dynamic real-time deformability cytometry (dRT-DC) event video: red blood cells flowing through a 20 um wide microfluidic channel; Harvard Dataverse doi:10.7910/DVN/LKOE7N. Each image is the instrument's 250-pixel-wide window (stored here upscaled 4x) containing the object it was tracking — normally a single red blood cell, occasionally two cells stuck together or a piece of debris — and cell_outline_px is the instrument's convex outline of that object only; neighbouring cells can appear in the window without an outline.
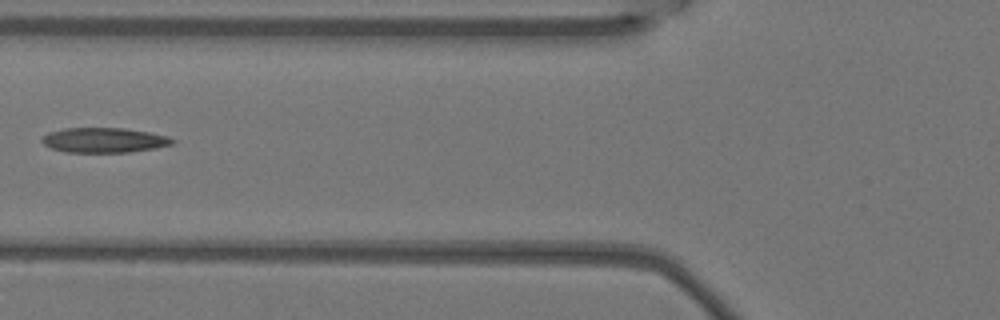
{"species": "Egyptian fruit bat (a non-hibernating species)", "species_latin": "Rousettus aegyptiacus", "temperature_condition": "warm", "stored_images_in_passage": 8, "camera_frame_rate_fps": 3000, "um_per_image_px": 0.085, "animal": {"sex": "female"}, "frame": {"image": 1, "passage_image": 4, "time_ms": 1.0, "image_size_px": [1000, 320], "cell_outline_px": [[176, 140], [172, 144], [156, 148], [128, 152], [64, 152], [52, 148], [44, 144], [40, 140], [48, 132], [64, 128], [124, 128], [148, 132], [168, 136]], "centroid_in_image_um": [8.84, 11.91], "position_along_channel_um": 117.0, "area_um2": 18.9}}
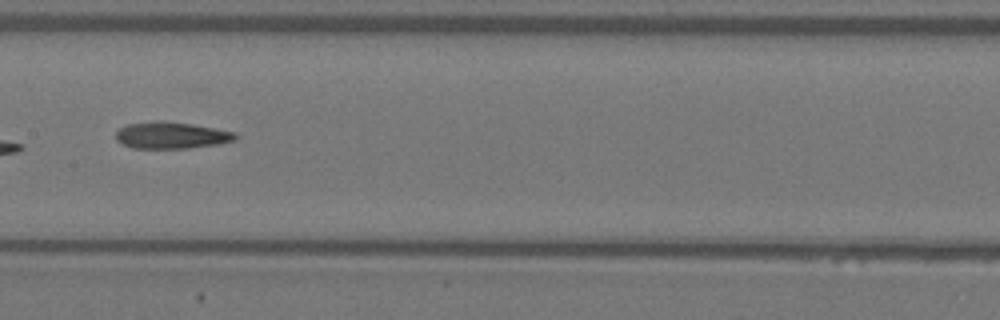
{"frame": {"image": 2, "passage_image": 6, "time_ms": 1.667, "image_size_px": [1000, 320], "cell_outline_px": [[240, 136], [236, 140], [216, 144], [188, 148], [132, 148], [116, 140], [116, 132], [120, 128], [128, 124], [152, 120], [160, 120], [192, 124], [236, 132]], "centroid_in_image_um": [14.58, 11.49], "position_along_channel_um": 192.8, "area_um2": 18.67}}
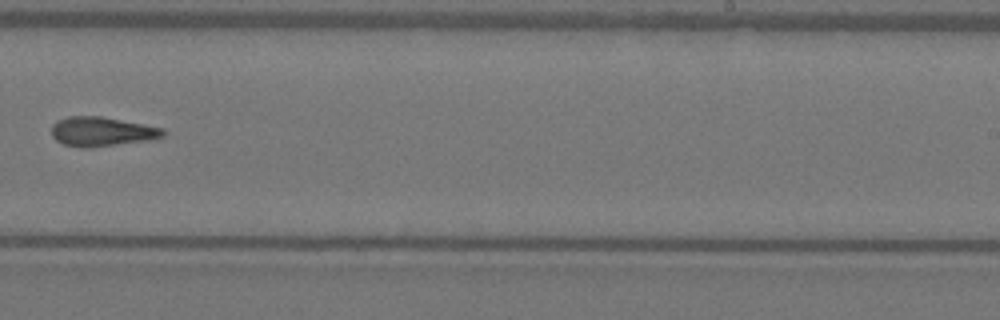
{"frame": {"image": 3, "passage_image": 8, "time_ms": 2.333, "image_size_px": [1000, 320], "cell_outline_px": [[168, 132], [164, 136], [144, 140], [88, 148], [80, 148], [64, 144], [56, 140], [52, 136], [52, 124], [56, 120], [68, 116], [100, 116], [164, 128]], "centroid_in_image_um": [8.62, 11.17], "position_along_channel_um": 280.4, "area_um2": 18.96}}